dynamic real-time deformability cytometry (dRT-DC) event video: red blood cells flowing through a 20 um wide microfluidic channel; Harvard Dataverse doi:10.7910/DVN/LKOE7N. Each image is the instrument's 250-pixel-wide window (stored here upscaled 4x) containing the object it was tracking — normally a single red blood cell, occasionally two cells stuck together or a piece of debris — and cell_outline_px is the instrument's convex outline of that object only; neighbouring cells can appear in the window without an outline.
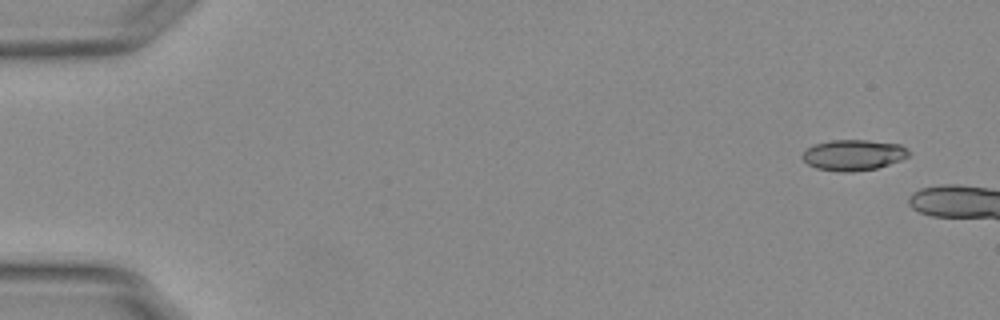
{"species": "Egyptian fruit bat (a non-hibernating species)", "species_latin": "Rousettus aegyptiacus", "temperature_condition": "warm", "stored_images_in_passage": 10, "camera_frame_rate_fps": 3000, "um_per_image_px": 0.085, "animal": {"sex": "female"}, "frame": {"image": 1, "passage_image": 1, "time_ms": 0.0, "image_size_px": [1000, 320], "cell_outline_px": [[912, 152], [908, 156], [900, 160], [876, 168], [852, 172], [836, 172], [816, 168], [808, 164], [800, 156], [808, 148], [816, 144], [832, 140], [868, 140], [900, 144], [908, 148]], "centroid_in_image_um": [72.56, 13.18], "position_along_channel_um": 12.4, "area_um2": 19.13}}